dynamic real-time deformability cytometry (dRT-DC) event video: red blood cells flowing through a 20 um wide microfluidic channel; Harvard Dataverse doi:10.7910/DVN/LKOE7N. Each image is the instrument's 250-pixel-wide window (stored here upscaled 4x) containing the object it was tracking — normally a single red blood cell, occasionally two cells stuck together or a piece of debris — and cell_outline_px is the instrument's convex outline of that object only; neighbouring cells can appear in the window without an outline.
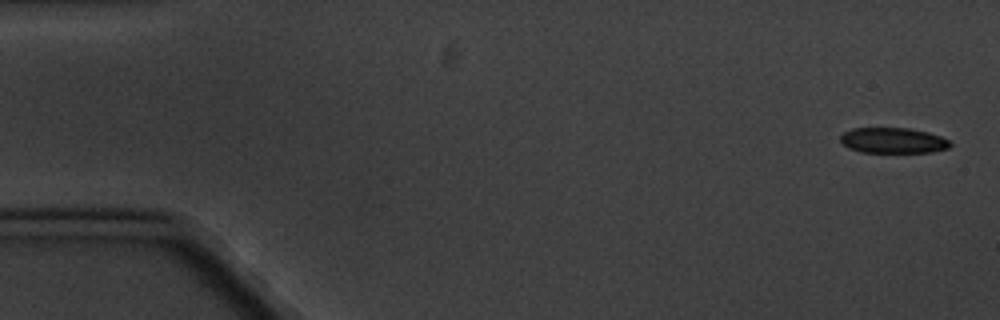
{"species": "common noctule bat (a hibernating species)", "species_latin": "Nyctalus noctula", "temperature_condition": "cold", "stored_images_in_passage": 5, "camera_frame_rate_fps": 3000, "um_per_image_px": 0.085, "animal": {"sex": "male", "body_mass_g": 20.1, "forearm_length_mm": 53.5}, "frame": {"image": 1, "passage_image": 1, "time_ms": 0.0, "image_size_px": [1000, 320], "cell_outline_px": [[952, 144], [948, 148], [932, 152], [860, 152], [848, 148], [840, 140], [840, 136], [844, 132], [852, 128], [908, 128], [928, 132], [940, 136], [948, 140]], "centroid_in_image_um": [75.9, 11.94], "position_along_channel_um": 9.1, "area_um2": 16.3}}
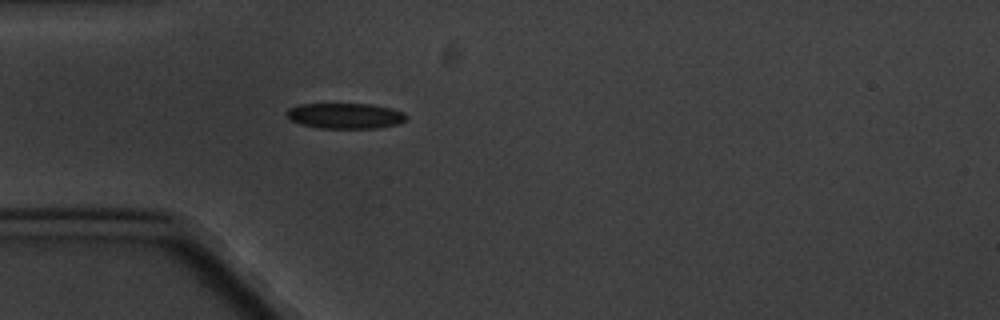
{"frame": {"image": 2, "passage_image": 5, "time_ms": 5.0, "image_size_px": [1000, 320], "cell_outline_px": [[408, 116], [404, 120], [396, 124], [376, 128], [320, 128], [300, 124], [292, 120], [284, 112], [288, 108], [300, 104], [372, 104], [392, 108], [404, 112]], "centroid_in_image_um": [29.33, 9.83], "position_along_channel_um": 55.7, "area_um2": 17.8}}